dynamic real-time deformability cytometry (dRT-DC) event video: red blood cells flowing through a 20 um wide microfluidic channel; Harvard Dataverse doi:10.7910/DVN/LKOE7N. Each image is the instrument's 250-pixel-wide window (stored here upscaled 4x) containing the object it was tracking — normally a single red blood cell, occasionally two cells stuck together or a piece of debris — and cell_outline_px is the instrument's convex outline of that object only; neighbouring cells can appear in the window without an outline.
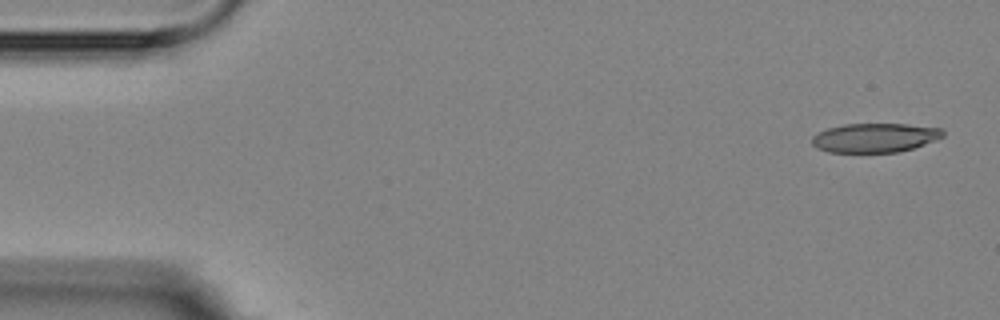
{"species": "Egyptian fruit bat (a non-hibernating species)", "species_latin": "Rousettus aegyptiacus", "temperature_condition": "room temperature", "stored_images_in_passage": 5, "camera_frame_rate_fps": 3000, "um_per_image_px": 0.085, "animal": {"sex": "female"}, "frame": {"image": 1, "passage_image": 1, "time_ms": 0.0, "image_size_px": [1000, 320], "cell_outline_px": [[944, 136], [936, 140], [912, 148], [896, 152], [828, 152], [816, 148], [812, 144], [812, 136], [828, 128], [844, 124], [908, 124], [940, 128], [944, 132]], "centroid_in_image_um": [74.35, 11.71], "position_along_channel_um": 10.6, "area_um2": 22.14}}